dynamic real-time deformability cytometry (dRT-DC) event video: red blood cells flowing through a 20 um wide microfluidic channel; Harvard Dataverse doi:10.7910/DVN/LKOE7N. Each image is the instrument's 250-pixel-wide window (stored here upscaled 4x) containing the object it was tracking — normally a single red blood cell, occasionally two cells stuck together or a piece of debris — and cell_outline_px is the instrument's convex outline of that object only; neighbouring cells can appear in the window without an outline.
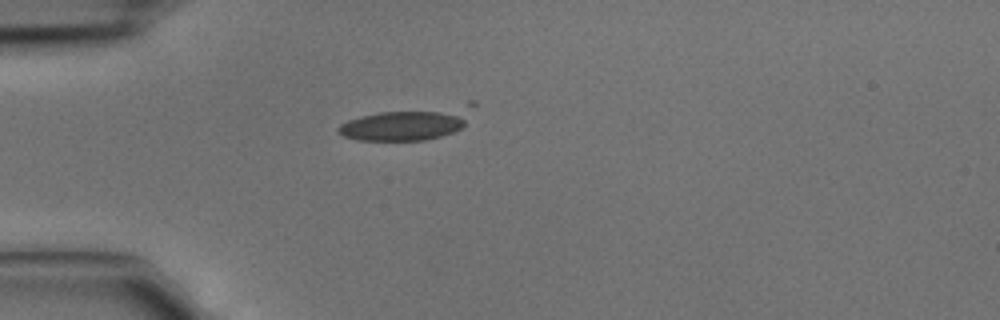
{"species": "common noctule bat (a hibernating species)", "species_latin": "Nyctalus noctula", "temperature_condition": "cold", "stored_images_in_passage": 4, "camera_frame_rate_fps": 3000, "um_per_image_px": 0.085, "animal": {"sex": "male", "body_mass_g": 15.6}, "frame": {"image": 1, "passage_image": 4, "time_ms": 1.0, "image_size_px": [1000, 320], "cell_outline_px": [[476, 104], [464, 124], [460, 128], [452, 132], [440, 136], [424, 140], [356, 140], [344, 136], [336, 132], [336, 128], [340, 124], [348, 120], [360, 116], [380, 112], [468, 100], [476, 100]], "centroid_in_image_um": [34.77, 10.43], "position_along_channel_um": 50.2, "area_um2": 26.53}}